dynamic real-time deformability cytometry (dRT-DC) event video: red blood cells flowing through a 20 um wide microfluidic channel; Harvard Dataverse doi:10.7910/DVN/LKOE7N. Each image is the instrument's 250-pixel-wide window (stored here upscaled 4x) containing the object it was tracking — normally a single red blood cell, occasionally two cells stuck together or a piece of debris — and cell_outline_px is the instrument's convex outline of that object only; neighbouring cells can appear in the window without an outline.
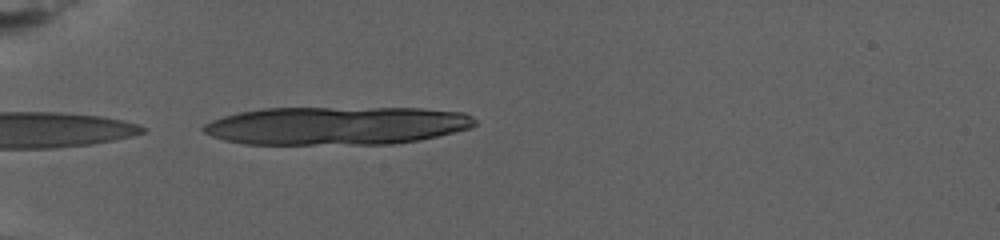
{"species": "human", "species_latin": "Homo sapiens", "temperature_condition": "warm", "stored_images_in_passage": 72, "segment_of_instrument_passage": [1, 2], "camera_frame_rate_fps": 3000, "um_per_image_px": 0.085, "donor": {"sex": "female"}, "frame": {"image": 1, "passage_image": 1, "time_ms": 0.0, "image_size_px": [1000, 240], "cell_outline_px": [[476, 124], [472, 128], [420, 140], [392, 144], [244, 144], [224, 140], [212, 136], [204, 132], [200, 128], [204, 124], [212, 120], [224, 116], [240, 112], [264, 108], [420, 108], [464, 112], [472, 116], [476, 120]], "centroid_in_image_um": [28.63, 10.68], "position_along_channel_um": 56.4, "area_um2": 60.81}}